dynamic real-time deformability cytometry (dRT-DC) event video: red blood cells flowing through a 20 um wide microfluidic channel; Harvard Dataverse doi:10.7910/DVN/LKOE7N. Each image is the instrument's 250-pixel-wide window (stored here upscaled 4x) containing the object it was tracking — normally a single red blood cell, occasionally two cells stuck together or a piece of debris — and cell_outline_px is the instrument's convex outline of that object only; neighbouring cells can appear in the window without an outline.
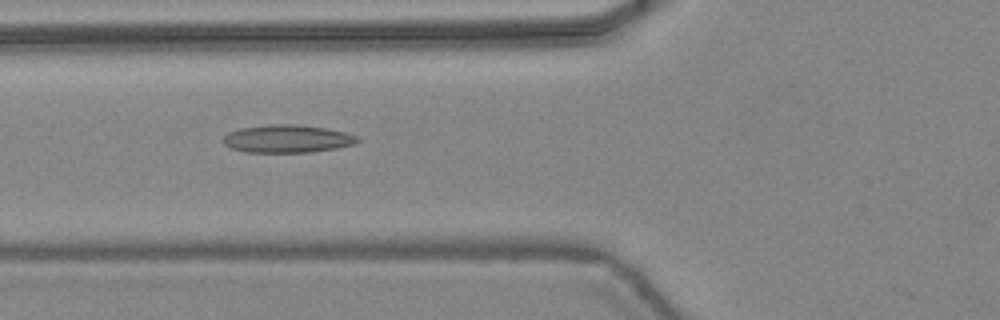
{"species": "common noctule bat (a hibernating species)", "species_latin": "Nyctalus noctula", "temperature_condition": "warm", "stored_images_in_passage": 31, "camera_frame_rate_fps": 3000, "um_per_image_px": 0.085, "animal": {"sex": "female", "body_mass_g": 24.6, "forearm_length_mm": 56.2}, "frame": {"image": 1, "passage_image": 3, "time_ms": 0.667, "image_size_px": [1000, 320], "cell_outline_px": [[360, 140], [356, 144], [336, 148], [312, 152], [244, 152], [232, 148], [224, 144], [224, 136], [228, 132], [240, 128], [268, 124], [292, 124], [324, 128], [344, 132], [356, 136]], "centroid_in_image_um": [24.41, 11.8], "position_along_channel_um": 101.4, "area_um2": 21.68}}
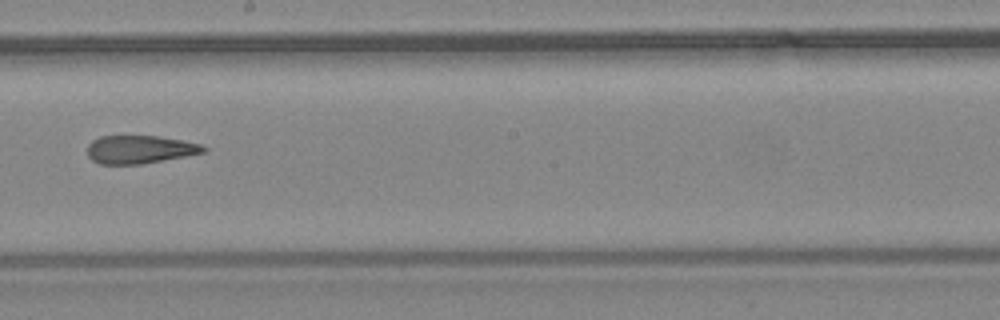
{"frame": {"image": 2, "passage_image": 12, "time_ms": 3.667, "image_size_px": [1000, 320], "cell_outline_px": [[208, 148], [204, 152], [164, 160], [140, 164], [100, 164], [92, 160], [88, 156], [88, 144], [92, 140], [100, 136], [156, 136], [180, 140], [200, 144]], "centroid_in_image_um": [11.85, 12.7], "position_along_channel_um": 236.4, "area_um2": 18.84}}
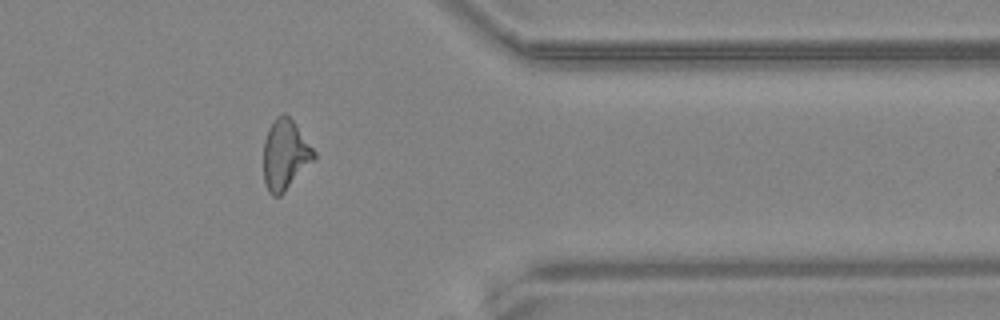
{"frame": {"image": 3, "passage_image": 23, "time_ms": 7.333, "image_size_px": [1000, 320], "cell_outline_px": [[316, 160], [280, 196], [272, 196], [268, 192], [264, 184], [264, 140], [268, 128], [276, 116], [284, 112], [292, 120], [316, 152]], "centroid_in_image_um": [24.24, 13.17], "position_along_channel_um": 387.2, "area_um2": 20.87}, "authors_computed_cell_mechanics": {"area_um2": 20.4612, "velocity_mm_per_s": 4.487, "shape_relaxation_time_tau1_ms": null, "shape_relaxation_time_tau2_ms": 3.0739, "deformation_change_tau1": null, "deformation_change_tau2": 0.1418}}